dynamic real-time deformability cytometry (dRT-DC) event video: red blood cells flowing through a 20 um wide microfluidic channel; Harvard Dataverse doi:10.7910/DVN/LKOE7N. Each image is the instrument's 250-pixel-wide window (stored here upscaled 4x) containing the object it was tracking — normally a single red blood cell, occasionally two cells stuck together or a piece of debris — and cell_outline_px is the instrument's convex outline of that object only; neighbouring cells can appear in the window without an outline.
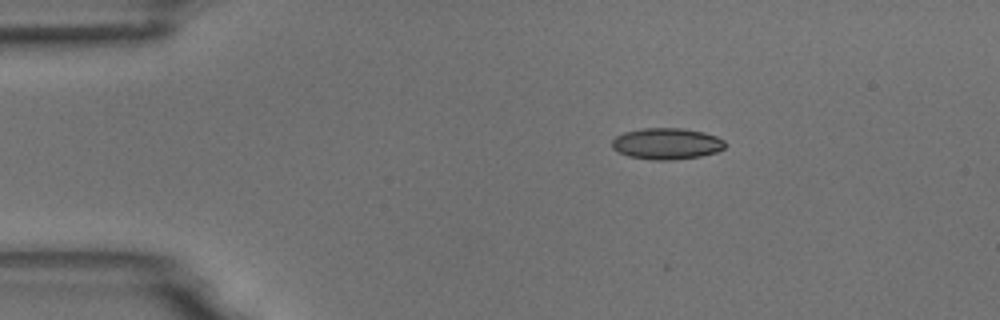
{"species": "common noctule bat (a hibernating species)", "species_latin": "Nyctalus noctula", "temperature_condition": "room temperature", "stored_images_in_passage": 5, "camera_frame_rate_fps": 3000, "um_per_image_px": 0.085, "animal": {"sex": "male", "body_mass_g": 18.8}, "frame": {"image": 1, "passage_image": 2, "time_ms": 1.333, "image_size_px": [1000, 320], "cell_outline_px": [[724, 148], [716, 152], [700, 156], [672, 160], [652, 160], [628, 156], [612, 148], [612, 140], [616, 136], [624, 132], [640, 128], [684, 128], [704, 132], [716, 136], [724, 140]], "centroid_in_image_um": [56.65, 12.2], "position_along_channel_um": 28.3, "area_um2": 20.69}}
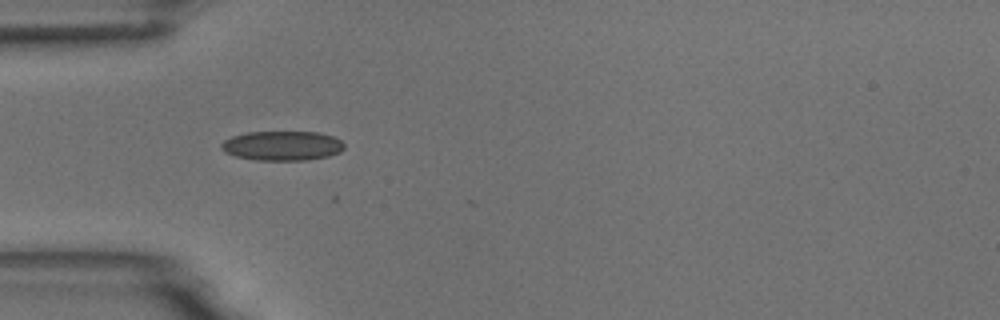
{"frame": {"image": 2, "passage_image": 4, "time_ms": 3.667, "image_size_px": [1000, 320], "cell_outline_px": [[344, 148], [340, 152], [328, 156], [304, 160], [256, 160], [236, 156], [224, 152], [220, 148], [220, 144], [224, 140], [232, 136], [248, 132], [316, 132], [332, 136], [340, 140], [344, 144]], "centroid_in_image_um": [23.96, 12.39], "position_along_channel_um": 61.0, "area_um2": 21.1}}